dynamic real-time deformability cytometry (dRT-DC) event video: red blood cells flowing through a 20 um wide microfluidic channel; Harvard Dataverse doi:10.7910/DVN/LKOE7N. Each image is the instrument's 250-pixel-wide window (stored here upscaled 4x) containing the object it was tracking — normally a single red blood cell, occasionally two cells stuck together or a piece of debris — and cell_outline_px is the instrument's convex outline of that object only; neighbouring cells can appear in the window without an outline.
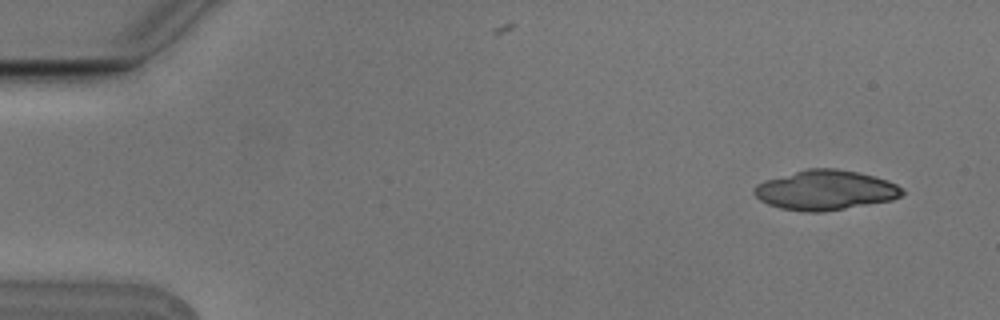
{"species": "Egyptian fruit bat (a non-hibernating species)", "species_latin": "Rousettus aegyptiacus", "temperature_condition": "cold", "stored_images_in_passage": 4, "camera_frame_rate_fps": 3000, "um_per_image_px": 0.085, "animal": {"sex": "male"}, "frame": {"image": 1, "passage_image": 1, "time_ms": 0.0, "image_size_px": [1000, 320], "cell_outline_px": [[904, 192], [900, 196], [892, 200], [824, 212], [804, 212], [780, 208], [768, 204], [760, 200], [752, 192], [752, 188], [756, 184], [764, 180], [808, 168], [836, 168], [856, 172], [888, 180], [904, 188]], "centroid_in_image_um": [70.13, 16.16], "position_along_channel_um": 14.9, "area_um2": 34.45}}